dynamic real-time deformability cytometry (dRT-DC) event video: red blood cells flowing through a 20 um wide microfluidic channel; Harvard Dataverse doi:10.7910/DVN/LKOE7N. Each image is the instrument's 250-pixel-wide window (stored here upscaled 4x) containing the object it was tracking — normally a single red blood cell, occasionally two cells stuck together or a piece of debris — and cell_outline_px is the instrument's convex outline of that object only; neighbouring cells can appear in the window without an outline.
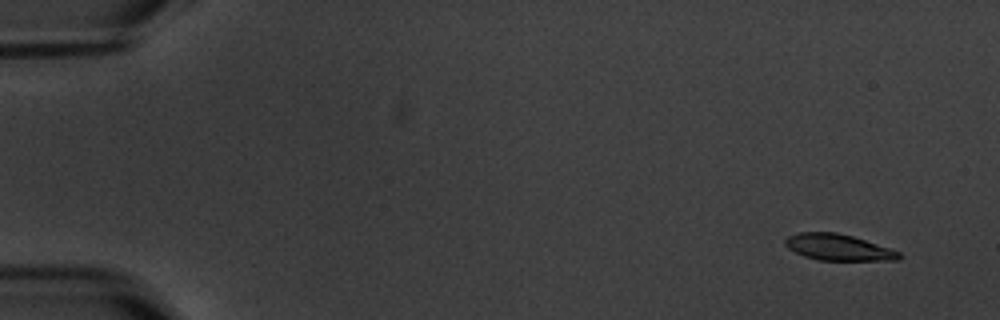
{"species": "common noctule bat (a hibernating species)", "species_latin": "Nyctalus noctula", "temperature_condition": "warm", "stored_images_in_passage": 5, "camera_frame_rate_fps": 3000, "um_per_image_px": 0.085, "animal": {"sex": "male", "body_mass_g": 20.1, "forearm_length_mm": 53.5}, "frame": {"image": 1, "passage_image": 1, "time_ms": 0.0, "image_size_px": [1000, 320], "cell_outline_px": [[904, 256], [900, 260], [820, 260], [804, 256], [788, 248], [784, 244], [784, 240], [788, 236], [796, 232], [836, 232], [852, 236], [892, 248], [900, 252]], "centroid_in_image_um": [71.28, 21.02], "position_along_channel_um": 13.7, "area_um2": 17.57}}
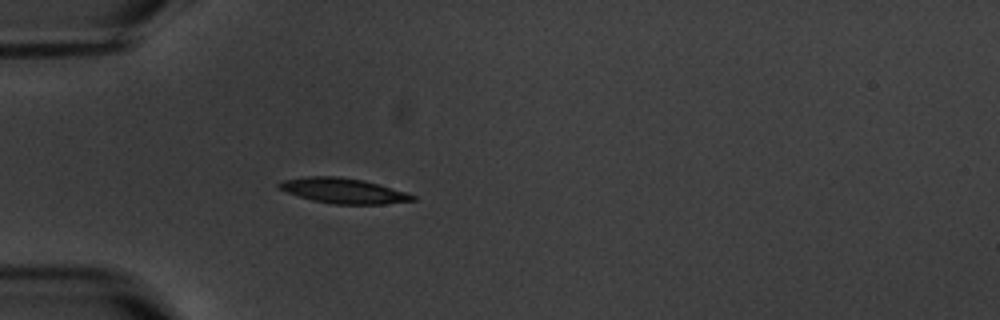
{"frame": {"image": 2, "passage_image": 5, "time_ms": 4.667, "image_size_px": [1000, 320], "cell_outline_px": [[416, 200], [384, 204], [332, 204], [312, 200], [276, 188], [276, 184], [284, 180], [308, 176], [336, 176], [364, 180], [380, 184], [416, 196]], "centroid_in_image_um": [29.17, 16.21], "position_along_channel_um": 55.8, "area_um2": 19.54}}